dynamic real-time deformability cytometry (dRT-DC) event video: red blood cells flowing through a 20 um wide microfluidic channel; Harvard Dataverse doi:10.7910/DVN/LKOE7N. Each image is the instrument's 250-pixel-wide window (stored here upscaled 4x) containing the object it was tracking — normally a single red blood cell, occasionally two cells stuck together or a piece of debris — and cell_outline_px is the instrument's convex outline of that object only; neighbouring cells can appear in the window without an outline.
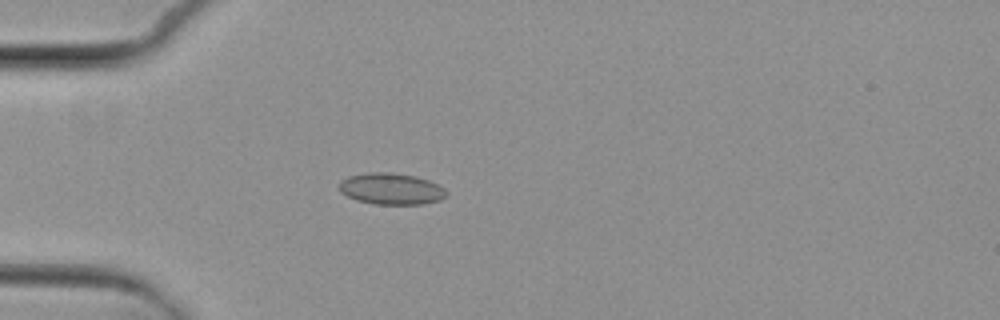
{"species": "common noctule bat (a hibernating species)", "species_latin": "Nyctalus noctula", "temperature_condition": "cold", "stored_images_in_passage": 3, "camera_frame_rate_fps": 3000, "um_per_image_px": 0.085, "animal": {"sex": "female", "body_mass_g": 29.2, "forearm_length_mm": 56.3}, "frame": {"image": 1, "passage_image": 3, "time_ms": 2.333, "image_size_px": [1000, 320], "cell_outline_px": [[448, 196], [440, 200], [424, 204], [376, 204], [356, 200], [340, 192], [340, 180], [348, 176], [368, 172], [392, 172], [416, 176], [428, 180], [444, 188], [448, 192]], "centroid_in_image_um": [33.27, 16.04], "position_along_channel_um": 51.7, "area_um2": 19.77}}